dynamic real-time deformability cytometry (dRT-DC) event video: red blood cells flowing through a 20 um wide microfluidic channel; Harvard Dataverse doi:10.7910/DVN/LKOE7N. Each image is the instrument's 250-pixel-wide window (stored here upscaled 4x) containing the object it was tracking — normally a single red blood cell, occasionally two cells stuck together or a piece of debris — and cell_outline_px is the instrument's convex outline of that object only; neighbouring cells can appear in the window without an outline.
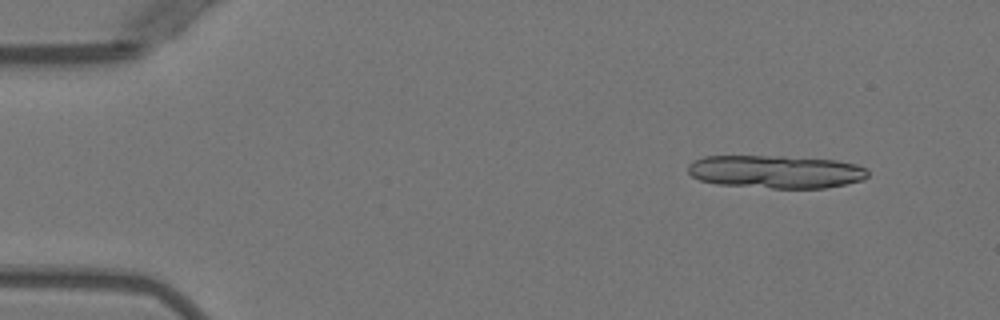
{"species": "Egyptian fruit bat (a non-hibernating species)", "species_latin": "Rousettus aegyptiacus", "temperature_condition": "warm", "stored_images_in_passage": 3, "camera_frame_rate_fps": 3000, "um_per_image_px": 0.085, "animal": {"sex": "female"}, "frame": {"image": 1, "passage_image": 1, "time_ms": 0.0, "image_size_px": [1000, 320], "cell_outline_px": [[868, 176], [864, 180], [824, 188], [772, 188], [716, 184], [700, 180], [692, 176], [688, 172], [688, 164], [692, 160], [704, 156], [784, 156], [836, 160], [856, 164], [868, 168]], "centroid_in_image_um": [65.94, 14.59], "position_along_channel_um": 19.1, "area_um2": 34.85}}